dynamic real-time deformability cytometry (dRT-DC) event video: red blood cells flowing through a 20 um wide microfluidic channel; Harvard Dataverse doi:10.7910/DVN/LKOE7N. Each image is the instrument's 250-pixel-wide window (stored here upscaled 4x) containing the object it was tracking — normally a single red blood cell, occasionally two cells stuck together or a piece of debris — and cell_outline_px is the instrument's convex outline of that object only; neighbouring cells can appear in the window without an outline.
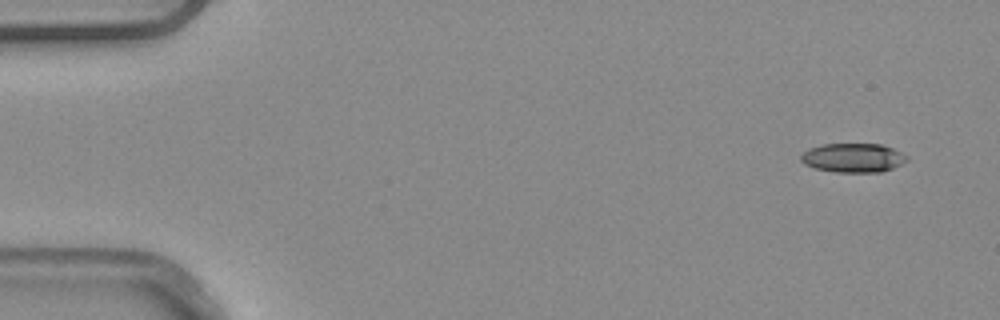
{"species": "common noctule bat (a hibernating species)", "species_latin": "Nyctalus noctula", "temperature_condition": "warm", "stored_images_in_passage": 6, "camera_frame_rate_fps": 3000, "um_per_image_px": 0.085, "animal": {"sex": "male", "body_mass_g": 20.4}, "frame": {"image": 1, "passage_image": 1, "time_ms": 0.0, "image_size_px": [1000, 320], "cell_outline_px": [[908, 160], [892, 168], [880, 172], [836, 172], [816, 168], [804, 164], [800, 160], [800, 156], [808, 148], [824, 144], [880, 144], [892, 148], [908, 156]], "centroid_in_image_um": [72.5, 13.41], "position_along_channel_um": 12.5, "area_um2": 17.86}}
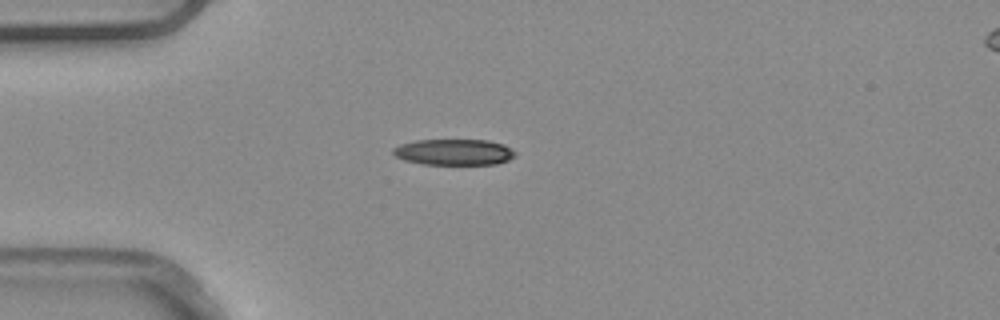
{"frame": {"image": 2, "passage_image": 3, "time_ms": 0.667, "image_size_px": [1000, 320], "cell_outline_px": [[516, 156], [508, 160], [496, 164], [420, 164], [404, 160], [396, 156], [392, 152], [392, 148], [400, 144], [416, 140], [488, 140], [504, 144], [516, 152]], "centroid_in_image_um": [38.59, 12.92], "position_along_channel_um": 46.4, "area_um2": 18.61}}